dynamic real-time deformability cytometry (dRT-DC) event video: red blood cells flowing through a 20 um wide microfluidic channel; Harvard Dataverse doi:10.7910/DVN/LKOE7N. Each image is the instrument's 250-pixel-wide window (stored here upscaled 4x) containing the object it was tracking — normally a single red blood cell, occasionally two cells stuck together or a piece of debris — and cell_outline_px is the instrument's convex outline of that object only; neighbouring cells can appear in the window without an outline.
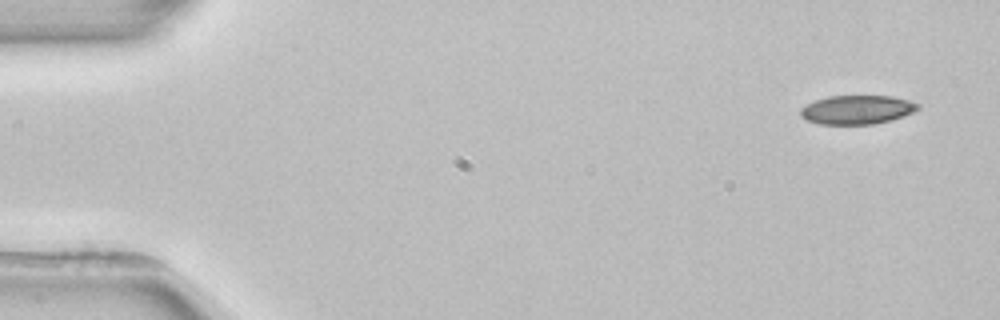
{"species": "common noctule bat (a hibernating species)", "species_latin": "Nyctalus noctula", "temperature_condition": "room temperature", "stored_images_in_passage": 4, "segment_of_instrument_passage": [2, 2], "camera_frame_rate_fps": 3000, "um_per_image_px": 0.085, "animal": {"sex": "female", "body_mass_g": 22.7, "forearm_length_mm": 54.2}, "frame": {"image": 1, "passage_image": 4, "time_ms": 4.333, "image_size_px": [1000, 320], "cell_outline_px": [[920, 108], [912, 112], [892, 120], [872, 124], [820, 124], [808, 120], [800, 116], [800, 108], [816, 100], [828, 96], [892, 96], [912, 100], [920, 104]], "centroid_in_image_um": [72.88, 9.32], "position_along_channel_um": 12.1, "area_um2": 19.77}}